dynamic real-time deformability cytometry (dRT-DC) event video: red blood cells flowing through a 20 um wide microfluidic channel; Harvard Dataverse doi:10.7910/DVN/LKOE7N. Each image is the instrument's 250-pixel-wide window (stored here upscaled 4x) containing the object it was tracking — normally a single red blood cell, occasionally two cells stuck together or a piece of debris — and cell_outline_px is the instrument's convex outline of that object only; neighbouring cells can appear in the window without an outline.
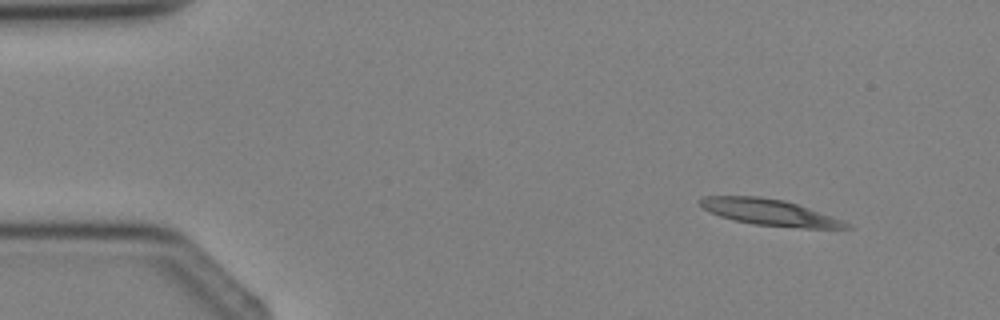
{"species": "Egyptian fruit bat (a non-hibernating species)", "species_latin": "Rousettus aegyptiacus", "temperature_condition": "cold", "stored_images_in_passage": 3, "camera_frame_rate_fps": 3000, "um_per_image_px": 0.085, "animal": {"sex": "female"}, "frame": {"image": 1, "passage_image": 1, "time_ms": 0.0, "image_size_px": [1000, 320], "cell_outline_px": [[852, 228], [800, 228], [752, 224], [720, 216], [704, 208], [696, 200], [700, 196], [760, 196], [784, 200], [808, 208], [852, 224]], "centroid_in_image_um": [65.38, 18.04], "position_along_channel_um": 19.6, "area_um2": 22.14}}
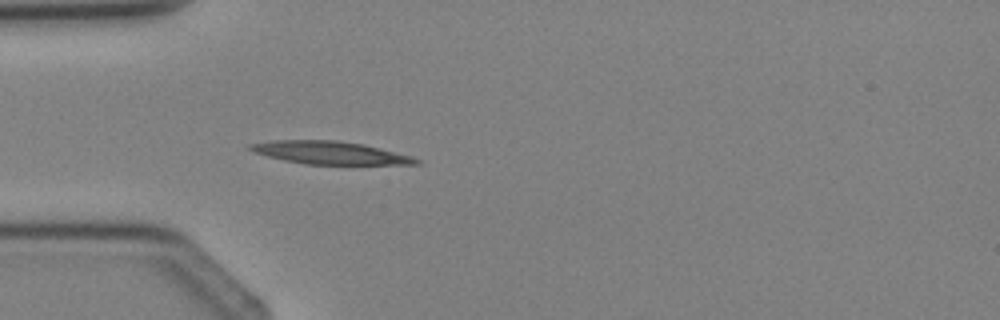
{"frame": {"image": 2, "passage_image": 3, "time_ms": 2.333, "image_size_px": [1000, 320], "cell_outline_px": [[420, 164], [304, 164], [284, 160], [252, 152], [248, 148], [248, 144], [272, 140], [336, 140], [364, 144], [412, 156], [420, 160]], "centroid_in_image_um": [28.02, 12.97], "position_along_channel_um": 57.0, "area_um2": 22.02}}